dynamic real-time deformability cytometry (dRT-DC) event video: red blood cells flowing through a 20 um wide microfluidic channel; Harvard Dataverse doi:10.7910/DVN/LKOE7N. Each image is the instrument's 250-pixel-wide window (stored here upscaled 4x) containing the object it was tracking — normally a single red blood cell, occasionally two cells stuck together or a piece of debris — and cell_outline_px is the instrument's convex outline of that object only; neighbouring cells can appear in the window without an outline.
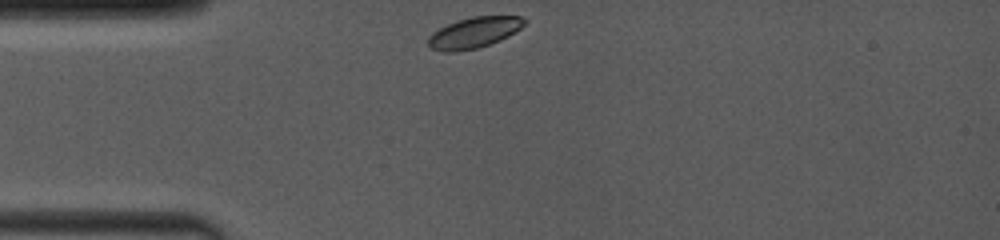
{"species": "common noctule bat (a hibernating species)", "species_latin": "Nyctalus noctula", "temperature_condition": "room temperature", "stored_images_in_passage": 4, "camera_frame_rate_fps": 4000, "um_per_image_px": 0.085, "animal": {"sex": "female", "body_mass_g": 19.0, "forearm_length_mm": 53.3}, "frame": {"image": 1, "passage_image": 1, "time_ms": 0.0, "image_size_px": [1000, 240], "cell_outline_px": [[528, 20], [520, 28], [508, 36], [500, 40], [476, 48], [456, 52], [444, 52], [432, 48], [428, 44], [428, 36], [432, 32], [456, 20], [472, 16], [520, 16]], "centroid_in_image_um": [40.28, 2.76], "position_along_channel_um": 44.7, "area_um2": 17.22}}
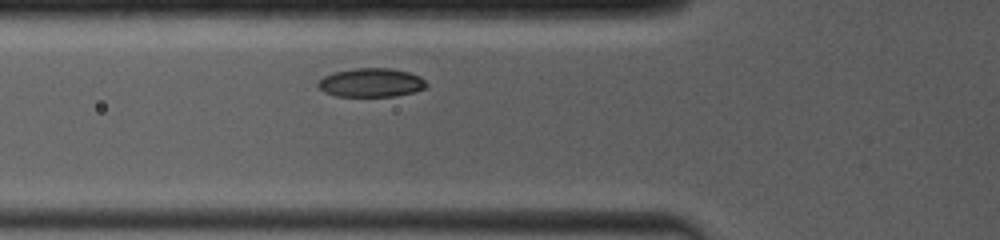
{"frame": {"image": 2, "passage_image": 4, "time_ms": 1.75, "image_size_px": [1000, 240], "cell_outline_px": [[428, 88], [416, 92], [396, 96], [336, 96], [324, 92], [316, 84], [324, 76], [332, 72], [352, 68], [392, 68], [408, 72], [420, 76], [428, 84]], "centroid_in_image_um": [31.58, 7.02], "position_along_channel_um": 94.2, "area_um2": 18.44}}